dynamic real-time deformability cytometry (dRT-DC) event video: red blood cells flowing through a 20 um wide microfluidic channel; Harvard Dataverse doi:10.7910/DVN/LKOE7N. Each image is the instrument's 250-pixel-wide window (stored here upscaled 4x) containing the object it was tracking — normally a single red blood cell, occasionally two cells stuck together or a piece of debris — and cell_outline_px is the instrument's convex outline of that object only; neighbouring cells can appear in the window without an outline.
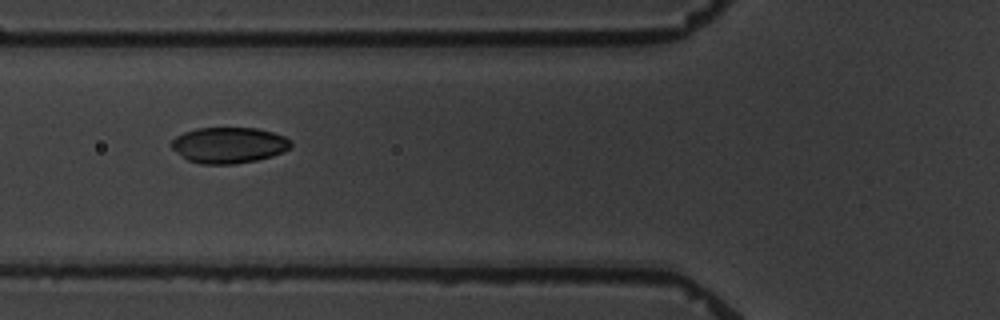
{"species": "common noctule bat (a hibernating species)", "species_latin": "Nyctalus noctula", "temperature_condition": "warm", "stored_images_in_passage": 6, "camera_frame_rate_fps": 3000, "um_per_image_px": 0.085, "animal": {"sex": "male", "body_mass_g": 19.5, "forearm_length_mm": 54.6}, "frame": {"image": 1, "passage_image": 5, "time_ms": 6.0, "image_size_px": [1000, 320], "cell_outline_px": [[292, 148], [284, 152], [272, 156], [256, 160], [236, 164], [200, 164], [188, 160], [172, 148], [172, 140], [176, 136], [184, 132], [196, 128], [256, 128], [272, 132], [284, 136], [292, 140]], "centroid_in_image_um": [19.49, 12.34], "position_along_channel_um": 106.3, "area_um2": 25.09}}
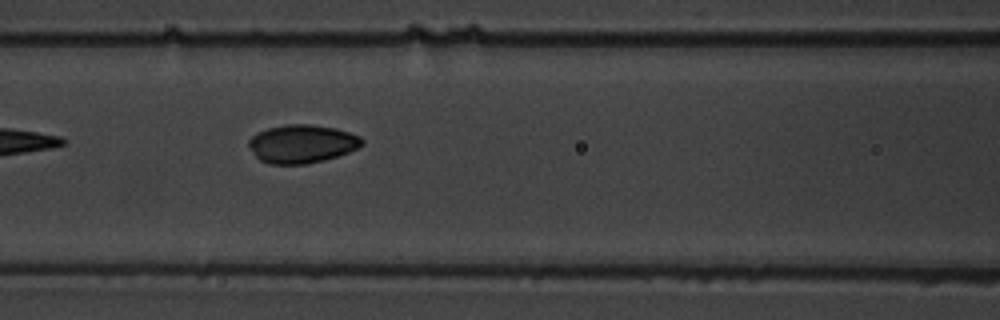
{"frame": {"image": 2, "passage_image": 6, "time_ms": 7.0, "image_size_px": [1000, 320], "cell_outline_px": [[364, 144], [360, 148], [324, 160], [304, 164], [268, 164], [260, 160], [252, 152], [248, 144], [248, 140], [252, 136], [268, 128], [284, 124], [308, 124], [336, 128], [360, 136], [364, 140]], "centroid_in_image_um": [25.68, 12.22], "position_along_channel_um": 140.9, "area_um2": 25.32}}